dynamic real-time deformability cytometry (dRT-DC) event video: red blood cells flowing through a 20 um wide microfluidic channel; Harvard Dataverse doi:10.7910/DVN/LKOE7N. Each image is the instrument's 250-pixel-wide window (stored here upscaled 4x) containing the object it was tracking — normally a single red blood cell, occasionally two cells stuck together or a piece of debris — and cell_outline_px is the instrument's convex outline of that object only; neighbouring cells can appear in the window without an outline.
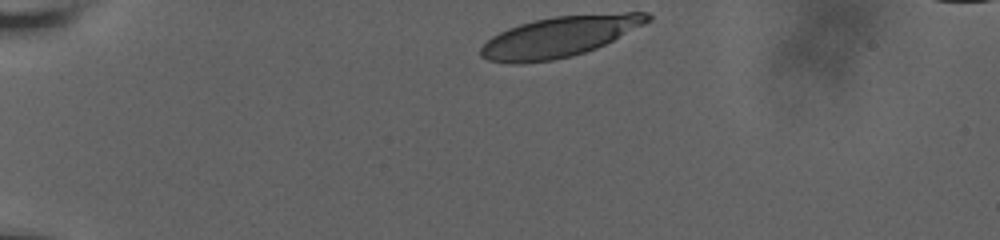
{"species": "human", "species_latin": "Homo sapiens", "temperature_condition": "room temperature", "stored_images_in_passage": 9, "camera_frame_rate_fps": 3000, "um_per_image_px": 0.085, "donor": {"sex": "male"}, "frame": {"image": 1, "passage_image": 1, "time_ms": 0.0, "image_size_px": [1000, 240], "cell_outline_px": [[652, 20], [596, 48], [572, 56], [552, 60], [520, 64], [512, 64], [488, 60], [480, 56], [480, 48], [492, 36], [508, 28], [520, 24], [536, 20], [556, 16], [624, 12], [648, 12], [652, 16]], "centroid_in_image_um": [47.55, 3.12], "position_along_channel_um": 37.5, "area_um2": 39.19}}